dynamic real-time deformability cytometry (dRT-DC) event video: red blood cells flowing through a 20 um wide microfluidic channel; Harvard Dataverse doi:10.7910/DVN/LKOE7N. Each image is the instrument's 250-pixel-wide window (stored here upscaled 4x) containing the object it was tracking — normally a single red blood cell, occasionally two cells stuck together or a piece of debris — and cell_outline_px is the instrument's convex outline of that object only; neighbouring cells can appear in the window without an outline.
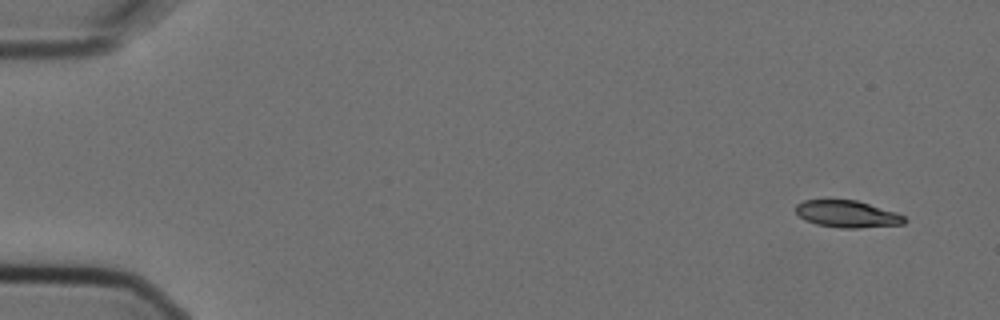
{"species": "Egyptian fruit bat (a non-hibernating species)", "species_latin": "Rousettus aegyptiacus", "temperature_condition": "cold", "stored_images_in_passage": 5, "camera_frame_rate_fps": 3000, "um_per_image_px": 0.085, "animal": {"sex": "female"}, "frame": {"image": 1, "passage_image": 1, "time_ms": 0.0, "image_size_px": [1000, 320], "cell_outline_px": [[908, 220], [904, 224], [856, 228], [840, 228], [816, 224], [804, 220], [796, 212], [796, 204], [804, 200], [856, 200], [896, 212], [904, 216]], "centroid_in_image_um": [72.02, 18.19], "position_along_channel_um": 13.0, "area_um2": 17.05}}
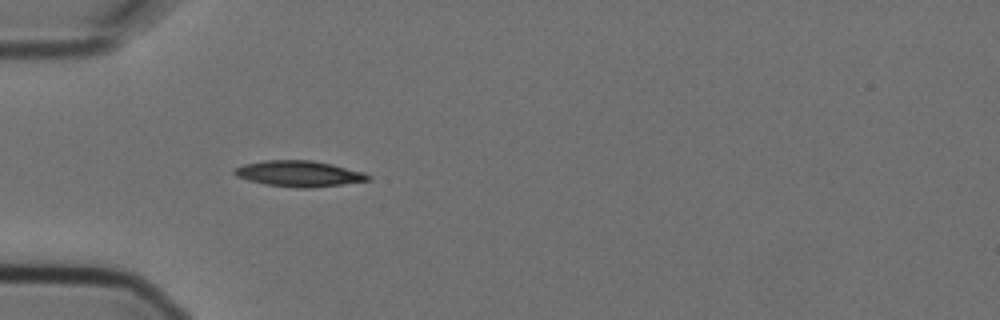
{"frame": {"image": 2, "passage_image": 5, "time_ms": 1.333, "image_size_px": [1000, 320], "cell_outline_px": [[372, 176], [368, 180], [312, 188], [296, 188], [264, 184], [248, 180], [236, 176], [232, 172], [236, 168], [244, 164], [264, 160], [312, 160], [332, 164], [364, 172]], "centroid_in_image_um": [25.39, 14.76], "position_along_channel_um": 59.6, "area_um2": 20.11}}